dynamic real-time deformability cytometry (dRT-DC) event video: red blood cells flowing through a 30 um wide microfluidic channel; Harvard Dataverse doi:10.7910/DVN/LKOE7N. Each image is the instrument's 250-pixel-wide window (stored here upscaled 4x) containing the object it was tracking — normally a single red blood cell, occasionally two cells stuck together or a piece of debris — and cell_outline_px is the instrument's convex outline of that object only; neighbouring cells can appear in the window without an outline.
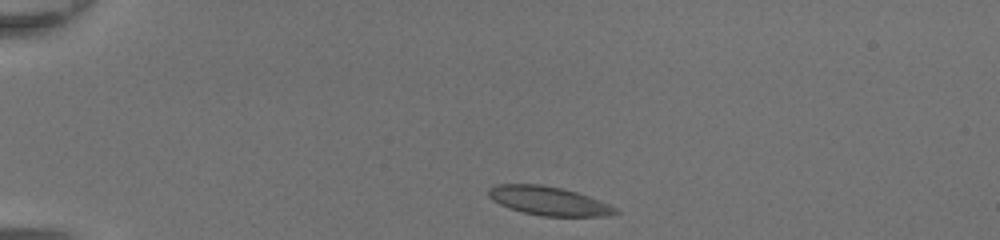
{"species": "common noctule bat (a hibernating species)", "species_latin": "Nyctalus noctula", "temperature_condition": "room temperature", "stored_images_in_passage": 38, "camera_frame_rate_fps": 3000, "um_per_image_px": 0.085, "animal": {"sex": "female", "body_mass_g": 20.0, "forearm_length_mm": 54.0}, "frame": {"image": 1, "passage_image": 1, "time_ms": 0.0, "image_size_px": [1000, 240], "cell_outline_px": [[620, 212], [608, 216], [540, 216], [508, 208], [492, 200], [488, 196], [488, 188], [496, 184], [540, 184], [560, 188], [576, 192], [588, 196], [608, 204], [616, 208]], "centroid_in_image_um": [46.6, 17.08], "position_along_channel_um": 38.4, "area_um2": 21.21}}
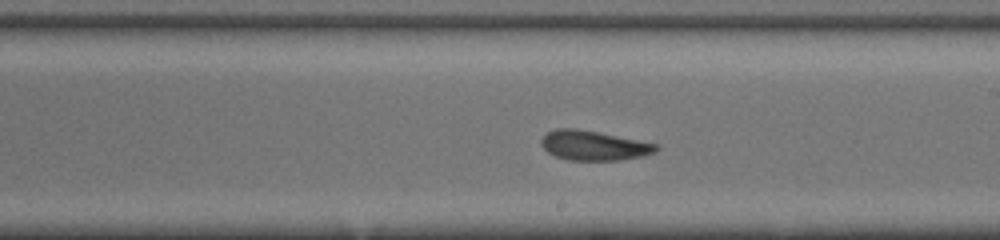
{"frame": {"image": 2, "passage_image": 19, "time_ms": 6.0, "image_size_px": [1000, 240], "cell_outline_px": [[660, 148], [656, 152], [644, 156], [620, 160], [568, 160], [556, 156], [548, 152], [540, 144], [540, 140], [548, 132], [556, 128], [576, 128], [660, 144]], "centroid_in_image_um": [50.5, 12.37], "position_along_channel_um": 238.5, "area_um2": 19.94}}
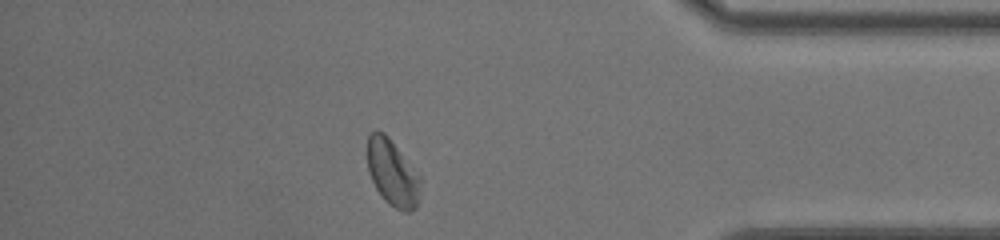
{"frame": {"image": 3, "passage_image": 32, "time_ms": 10.333, "image_size_px": [1000, 240], "cell_outline_px": [[420, 196], [416, 208], [408, 212], [404, 212], [388, 204], [384, 200], [376, 188], [368, 172], [368, 132], [376, 128], [384, 132], [388, 136], [420, 180]], "centroid_in_image_um": [33.32, 14.7], "position_along_channel_um": 401.9, "area_um2": 20.17}, "authors_computed_cell_mechanics": {"area_um2": 20.1722, "velocity_mm_per_s": 4.3571, "shape_relaxation_time_tau1_ms": 2.2676, "shape_relaxation_time_tau2_ms": 1.6441, "deformation_change_tau1": 0.1032, "deformation_change_tau2": 0.0846}}